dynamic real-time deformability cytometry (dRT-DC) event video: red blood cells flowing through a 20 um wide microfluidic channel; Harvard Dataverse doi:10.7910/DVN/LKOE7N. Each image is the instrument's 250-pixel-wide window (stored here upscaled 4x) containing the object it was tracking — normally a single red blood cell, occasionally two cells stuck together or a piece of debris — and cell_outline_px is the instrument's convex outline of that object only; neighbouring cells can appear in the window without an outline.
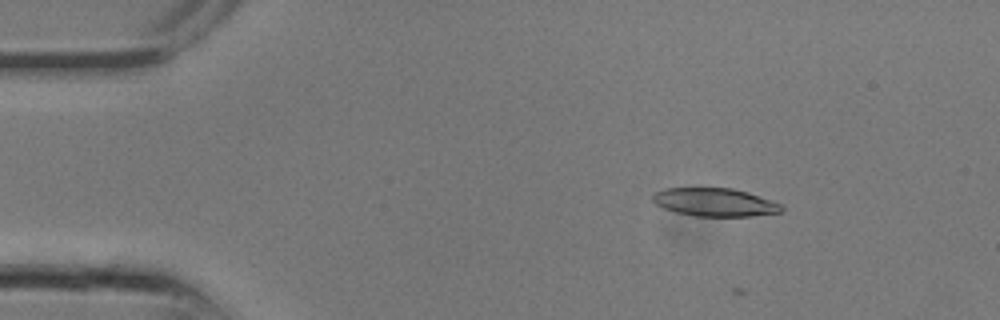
{"species": "common noctule bat (a hibernating species)", "species_latin": "Nyctalus noctula", "temperature_condition": "room temperature", "stored_images_in_passage": 7, "camera_frame_rate_fps": 3000, "um_per_image_px": 0.085, "animal": {"sex": "male", "body_mass_g": 13.3}, "frame": {"image": 1, "passage_image": 3, "time_ms": 0.667, "image_size_px": [1000, 320], "cell_outline_px": [[784, 208], [780, 212], [752, 216], [696, 216], [676, 212], [664, 208], [656, 204], [652, 200], [652, 192], [664, 188], [732, 188], [748, 192], [780, 204]], "centroid_in_image_um": [60.71, 17.18], "position_along_channel_um": 24.3, "area_um2": 21.1}}